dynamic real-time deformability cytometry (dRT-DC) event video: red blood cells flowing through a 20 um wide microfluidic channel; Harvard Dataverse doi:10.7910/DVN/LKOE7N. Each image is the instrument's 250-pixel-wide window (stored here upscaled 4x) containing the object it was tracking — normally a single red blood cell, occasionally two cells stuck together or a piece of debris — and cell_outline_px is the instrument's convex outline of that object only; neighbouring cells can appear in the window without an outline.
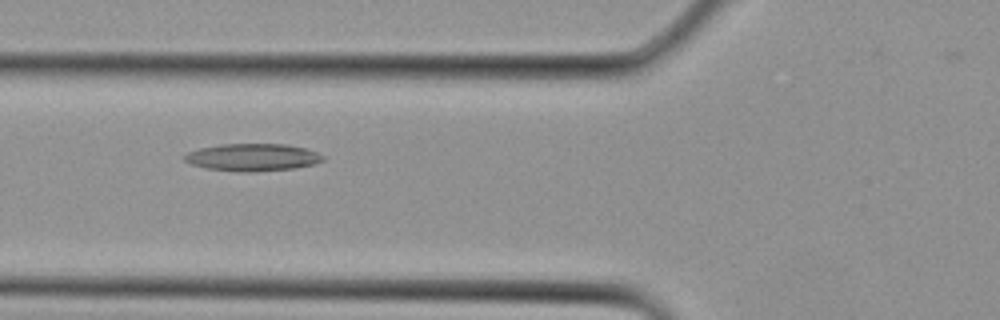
{"species": "Egyptian fruit bat (a non-hibernating species)", "species_latin": "Rousettus aegyptiacus", "temperature_condition": "cold", "stored_images_in_passage": 22, "camera_frame_rate_fps": 3000, "um_per_image_px": 0.085, "animal": {"sex": "female"}, "frame": {"image": 1, "passage_image": 3, "time_ms": 0.667, "image_size_px": [1000, 320], "cell_outline_px": [[324, 160], [316, 164], [296, 168], [256, 172], [244, 172], [208, 168], [192, 164], [184, 160], [184, 156], [188, 152], [200, 148], [220, 144], [288, 144], [304, 148], [316, 152], [324, 156]], "centroid_in_image_um": [21.51, 13.37], "position_along_channel_um": 104.3, "area_um2": 22.08}}
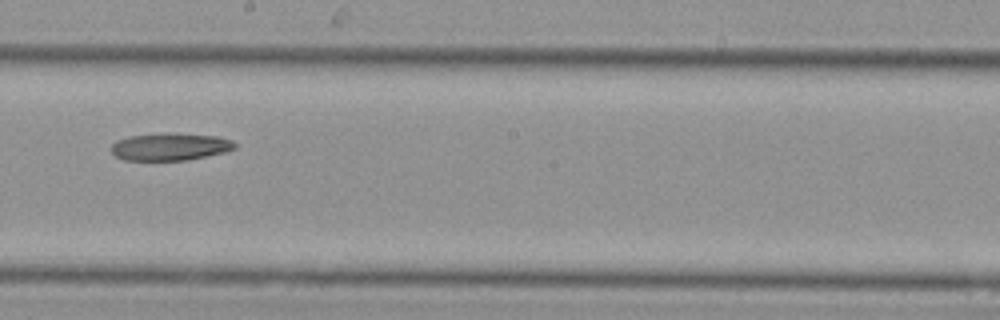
{"frame": {"image": 2, "passage_image": 9, "time_ms": 2.667, "image_size_px": [1000, 320], "cell_outline_px": [[236, 148], [228, 152], [188, 160], [124, 160], [116, 156], [112, 152], [112, 144], [116, 140], [128, 136], [216, 136], [232, 140], [236, 144]], "centroid_in_image_um": [14.49, 12.53], "position_along_channel_um": 233.7, "area_um2": 18.73}}
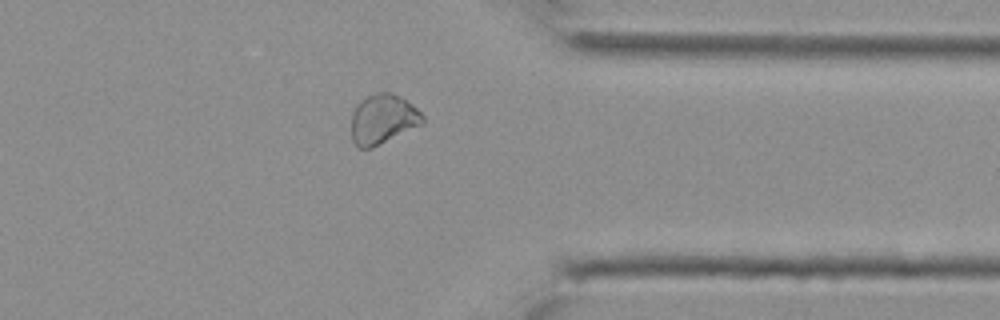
{"frame": {"image": 3, "passage_image": 16, "time_ms": 5.0, "image_size_px": [1000, 320], "cell_outline_px": [[424, 124], [372, 148], [360, 148], [352, 140], [352, 112], [356, 104], [360, 100], [376, 92], [392, 92], [400, 96], [412, 104], [424, 116]], "centroid_in_image_um": [32.56, 10.12], "position_along_channel_um": 378.8, "area_um2": 20.81}}